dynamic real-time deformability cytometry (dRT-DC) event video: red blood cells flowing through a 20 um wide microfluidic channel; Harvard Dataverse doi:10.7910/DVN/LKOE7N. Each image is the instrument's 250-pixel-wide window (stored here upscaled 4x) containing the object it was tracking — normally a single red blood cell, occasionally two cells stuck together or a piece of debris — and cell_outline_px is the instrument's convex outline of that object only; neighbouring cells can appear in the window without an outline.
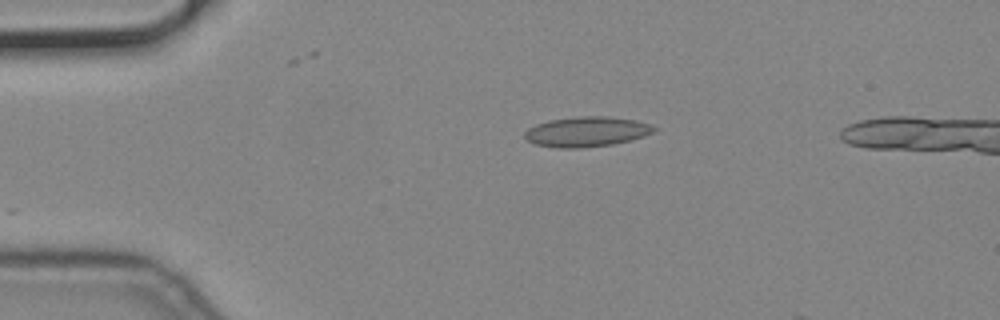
{"species": "common noctule bat (a hibernating species)", "species_latin": "Nyctalus noctula", "temperature_condition": "cold", "stored_images_in_passage": 2, "camera_frame_rate_fps": 3000, "um_per_image_px": 0.085, "animal": {"sex": "male", "body_mass_g": 19.2, "forearm_length_mm": 51.8}, "frame": {"image": 1, "passage_image": 1, "time_ms": 0.0, "image_size_px": [1000, 320], "cell_outline_px": [[656, 128], [652, 132], [644, 136], [612, 144], [580, 148], [556, 148], [536, 144], [528, 140], [524, 136], [524, 132], [528, 128], [536, 124], [548, 120], [576, 116], [608, 116], [636, 120], [648, 124]], "centroid_in_image_um": [49.82, 11.18], "position_along_channel_um": 35.2, "area_um2": 22.54}}